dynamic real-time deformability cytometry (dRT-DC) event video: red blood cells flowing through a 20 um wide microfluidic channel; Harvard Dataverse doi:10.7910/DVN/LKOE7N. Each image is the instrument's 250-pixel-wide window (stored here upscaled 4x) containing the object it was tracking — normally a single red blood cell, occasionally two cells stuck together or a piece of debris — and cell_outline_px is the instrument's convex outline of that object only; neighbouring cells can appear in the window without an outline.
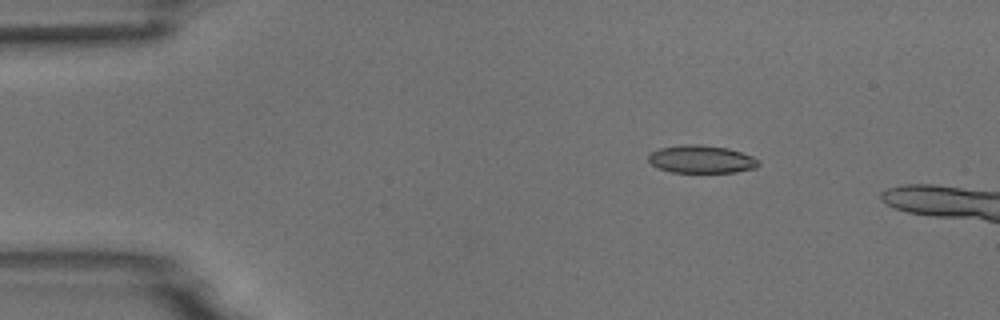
{"species": "common noctule bat (a hibernating species)", "species_latin": "Nyctalus noctula", "temperature_condition": "room temperature", "stored_images_in_passage": 6, "camera_frame_rate_fps": 3000, "um_per_image_px": 0.085, "animal": {"sex": "male", "body_mass_g": 18.8}, "frame": {"image": 1, "passage_image": 3, "time_ms": 2.333, "image_size_px": [1000, 320], "cell_outline_px": [[760, 164], [756, 168], [736, 172], [672, 172], [660, 168], [652, 164], [648, 160], [648, 156], [652, 152], [660, 148], [680, 144], [700, 144], [728, 148], [752, 156], [760, 160]], "centroid_in_image_um": [59.65, 13.53], "position_along_channel_um": 25.4, "area_um2": 17.86}}